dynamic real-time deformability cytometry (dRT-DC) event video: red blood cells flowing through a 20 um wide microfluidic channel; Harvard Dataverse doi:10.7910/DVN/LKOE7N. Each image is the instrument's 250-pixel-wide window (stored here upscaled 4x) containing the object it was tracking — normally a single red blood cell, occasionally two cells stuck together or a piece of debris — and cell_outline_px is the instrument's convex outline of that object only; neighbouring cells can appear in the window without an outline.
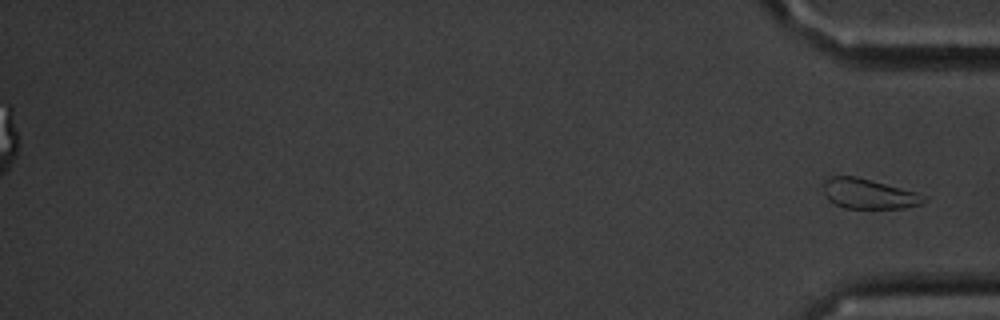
{"species": "common noctule bat (a hibernating species)", "species_latin": "Nyctalus noctula", "temperature_condition": "cold", "stored_images_in_passage": 48, "segment_of_instrument_passage": [2, 2], "camera_frame_rate_fps": 3000, "um_per_image_px": 0.085, "animal": {"sex": "male", "body_mass_g": 20.1, "forearm_length_mm": 53.5}, "frame": {"image": 1, "passage_image": 48, "time_ms": 15.667, "image_size_px": [1000, 320], "cell_outline_px": [[928, 200], [920, 204], [904, 208], [844, 208], [828, 200], [824, 196], [824, 176], [856, 176], [916, 192], [928, 196]], "centroid_in_image_um": [73.82, 16.47], "position_along_channel_um": 361.4, "area_um2": 17.69}}